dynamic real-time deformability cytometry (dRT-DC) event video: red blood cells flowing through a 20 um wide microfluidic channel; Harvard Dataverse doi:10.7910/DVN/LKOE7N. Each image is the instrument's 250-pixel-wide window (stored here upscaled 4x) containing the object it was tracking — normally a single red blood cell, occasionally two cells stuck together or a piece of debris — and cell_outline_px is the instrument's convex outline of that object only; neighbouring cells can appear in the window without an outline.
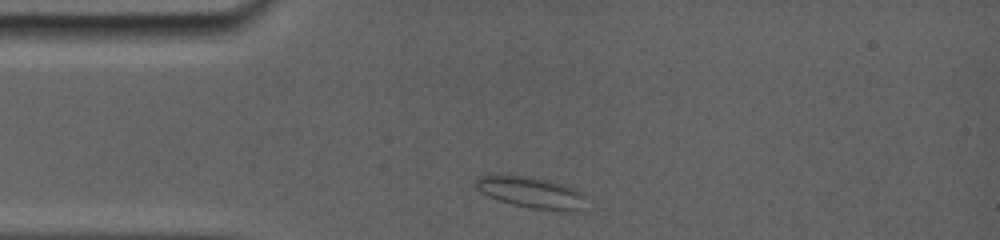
{"species": "common noctule bat (a hibernating species)", "species_latin": "Nyctalus noctula", "temperature_condition": "room temperature", "stored_images_in_passage": 13, "camera_frame_rate_fps": 5000, "um_per_image_px": 0.085, "animal": {"sex": "female", "body_mass_g": 19.0, "forearm_length_mm": 56.7}, "frame": {"image": 1, "passage_image": 1, "time_ms": 0.0, "image_size_px": [1000, 240], "cell_outline_px": [[588, 212], [560, 212], [528, 208], [512, 204], [488, 196], [480, 192], [472, 184], [472, 180], [476, 176], [528, 176], [548, 180], [564, 184], [576, 188], [584, 192], [588, 196]], "centroid_in_image_um": [45.32, 16.41], "position_along_channel_um": 39.7, "area_um2": 21.27}}
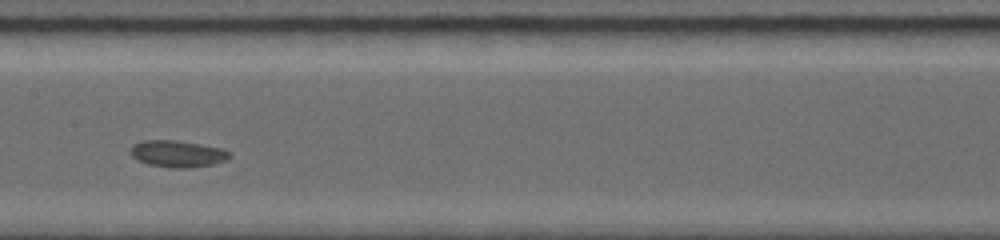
{"frame": {"image": 2, "passage_image": 6, "time_ms": 4.6, "image_size_px": [1000, 240], "cell_outline_px": [[232, 156], [228, 160], [212, 164], [192, 168], [172, 168], [148, 164], [132, 156], [132, 148], [136, 144], [144, 140], [168, 140], [196, 144], [220, 148], [228, 152]], "centroid_in_image_um": [15.13, 13.09], "position_along_channel_um": 192.3, "area_um2": 14.97}}
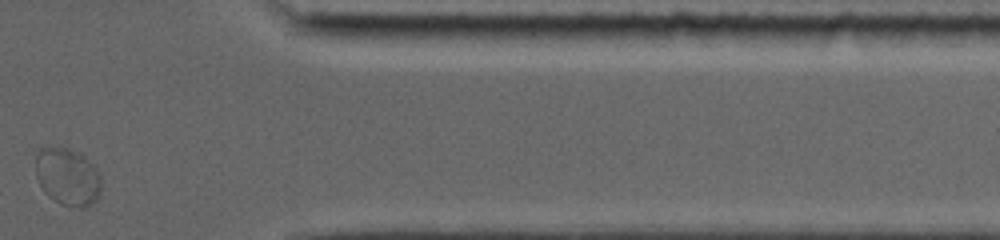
{"frame": {"image": 3, "passage_image": 13, "time_ms": 10.6, "image_size_px": [1000, 240], "cell_outline_px": [[100, 192], [96, 200], [92, 204], [84, 208], [72, 208], [60, 204], [48, 196], [44, 192], [36, 176], [36, 156], [40, 148], [52, 144], [60, 144], [84, 156], [100, 172]], "centroid_in_image_um": [5.73, 15.0], "position_along_channel_um": 405.7, "area_um2": 22.54}}